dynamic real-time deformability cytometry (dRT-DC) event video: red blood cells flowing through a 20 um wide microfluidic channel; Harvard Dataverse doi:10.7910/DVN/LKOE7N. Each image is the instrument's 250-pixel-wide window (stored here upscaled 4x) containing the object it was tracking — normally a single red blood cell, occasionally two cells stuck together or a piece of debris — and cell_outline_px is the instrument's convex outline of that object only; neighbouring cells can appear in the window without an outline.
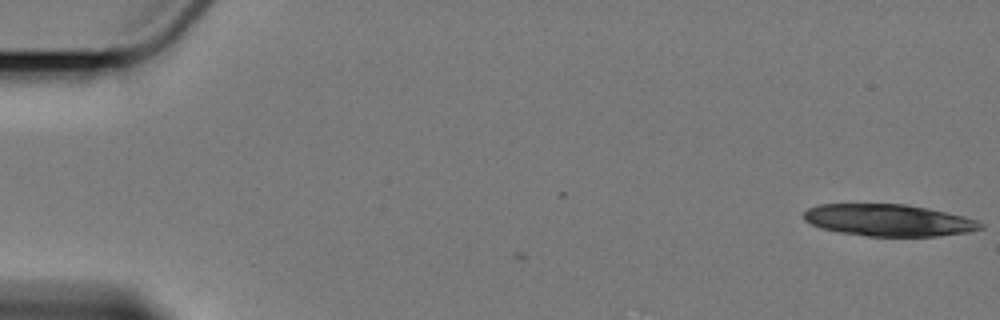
{"species": "Egyptian fruit bat (a non-hibernating species)", "species_latin": "Rousettus aegyptiacus", "temperature_condition": "cold", "stored_images_in_passage": 3, "camera_frame_rate_fps": 3000, "um_per_image_px": 0.085, "animal": {"sex": "female"}, "frame": {"image": 1, "passage_image": 3, "time_ms": 2.333, "image_size_px": [1000, 320], "cell_outline_px": [[984, 228], [968, 232], [936, 236], [868, 236], [840, 232], [820, 228], [804, 220], [804, 212], [808, 208], [820, 204], [908, 204], [948, 212], [964, 216], [976, 220], [984, 224]], "centroid_in_image_um": [75.55, 18.71], "position_along_channel_um": 9.4, "area_um2": 32.89}}